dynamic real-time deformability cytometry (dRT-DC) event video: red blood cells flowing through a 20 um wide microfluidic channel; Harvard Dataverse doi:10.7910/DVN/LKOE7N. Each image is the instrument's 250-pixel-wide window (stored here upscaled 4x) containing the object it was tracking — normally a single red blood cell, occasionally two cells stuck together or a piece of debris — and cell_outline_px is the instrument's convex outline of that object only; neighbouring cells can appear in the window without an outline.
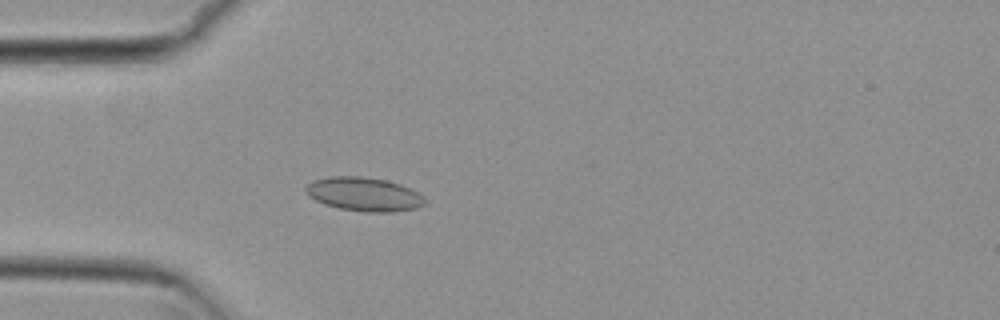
{"species": "common noctule bat (a hibernating species)", "species_latin": "Nyctalus noctula", "temperature_condition": "cold", "stored_images_in_passage": 47, "camera_frame_rate_fps": 3000, "um_per_image_px": 0.085, "animal": {"sex": "female", "body_mass_g": 29.2, "forearm_length_mm": 56.3}, "frame": {"image": 1, "passage_image": 9, "time_ms": 2.667, "image_size_px": [1000, 320], "cell_outline_px": [[424, 204], [416, 208], [392, 212], [364, 212], [340, 208], [324, 204], [308, 196], [304, 192], [304, 188], [312, 180], [328, 176], [360, 176], [384, 180], [400, 184], [424, 196]], "centroid_in_image_um": [30.88, 16.5], "position_along_channel_um": 54.1, "area_um2": 23.41}}
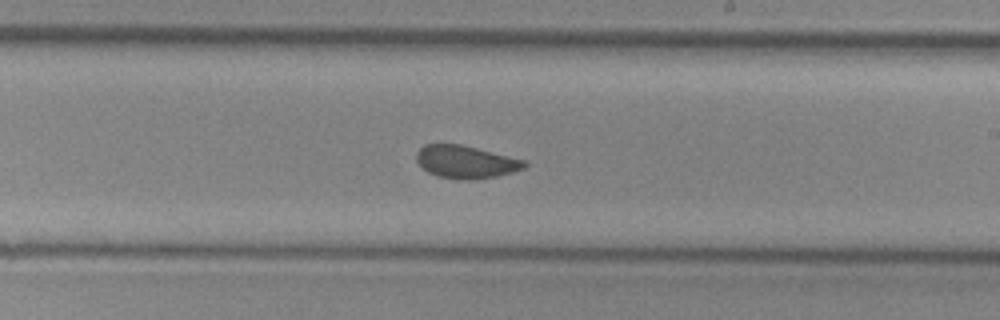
{"frame": {"image": 2, "passage_image": 25, "time_ms": 8.0, "image_size_px": [1000, 320], "cell_outline_px": [[528, 164], [524, 168], [512, 172], [496, 176], [476, 180], [460, 180], [436, 176], [428, 172], [416, 160], [416, 152], [424, 144], [460, 144], [524, 160]], "centroid_in_image_um": [39.57, 13.77], "position_along_channel_um": 249.4, "area_um2": 20.52}}
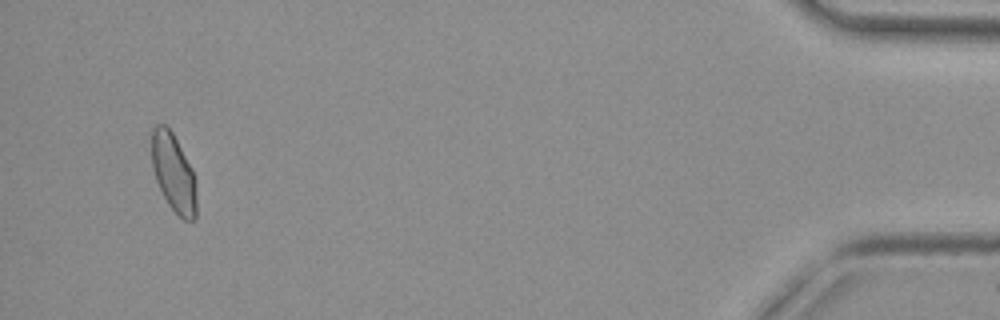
{"frame": {"image": 3, "passage_image": 45, "time_ms": 14.667, "image_size_px": [1000, 320], "cell_outline_px": [[196, 220], [184, 220], [168, 204], [156, 180], [152, 168], [152, 128], [156, 124], [164, 124], [172, 132], [192, 168], [196, 180]], "centroid_in_image_um": [14.76, 14.69], "position_along_channel_um": 420.4, "area_um2": 20.35}, "authors_computed_cell_mechanics": {"area_um2": 21.097, "velocity_mm_per_s": 3.8003, "shape_relaxation_time_tau1_ms": 5.2797, "shape_relaxation_time_tau2_ms": 0.9124, "deformation_change_tau1": 0.0886, "deformation_change_tau2": 0.066}}